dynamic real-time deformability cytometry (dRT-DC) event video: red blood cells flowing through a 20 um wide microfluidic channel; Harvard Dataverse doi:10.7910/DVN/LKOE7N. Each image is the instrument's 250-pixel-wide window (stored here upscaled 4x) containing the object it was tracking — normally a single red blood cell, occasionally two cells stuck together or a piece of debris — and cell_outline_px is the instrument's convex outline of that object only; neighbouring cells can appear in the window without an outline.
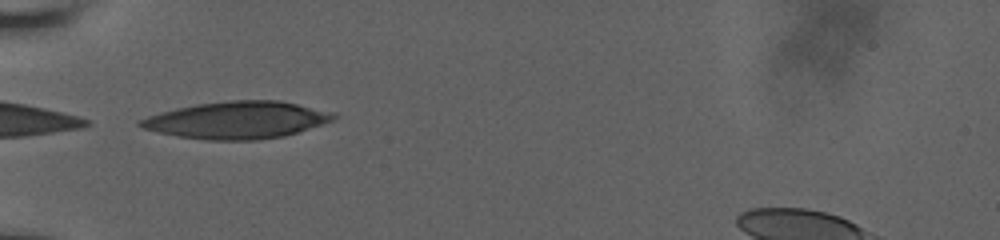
{"species": "human", "species_latin": "Homo sapiens", "temperature_condition": "room temperature", "stored_images_in_passage": 37, "camera_frame_rate_fps": 3000, "um_per_image_px": 0.085, "donor": {"sex": "male"}, "frame": {"image": 1, "passage_image": 1, "time_ms": 0.0, "image_size_px": [1000, 240], "cell_outline_px": [[336, 116], [332, 120], [284, 136], [256, 140], [208, 140], [176, 136], [156, 132], [144, 128], [136, 124], [136, 120], [160, 112], [176, 108], [196, 104], [232, 100], [280, 100], [336, 112]], "centroid_in_image_um": [20.11, 10.2], "position_along_channel_um": 64.9, "area_um2": 41.85}}
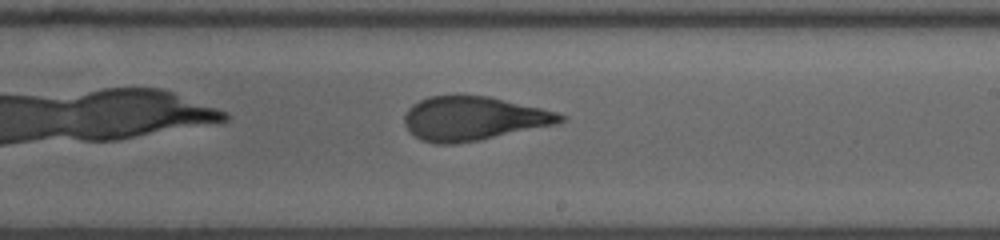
{"frame": {"image": 2, "passage_image": 16, "time_ms": 5.0, "image_size_px": [1000, 240], "cell_outline_px": [[568, 120], [556, 124], [480, 140], [456, 144], [436, 144], [420, 140], [404, 124], [404, 116], [408, 108], [412, 104], [428, 96], [488, 96], [540, 108], [556, 112], [568, 116]], "centroid_in_image_um": [40.24, 10.08], "position_along_channel_um": 248.8, "area_um2": 39.77}}
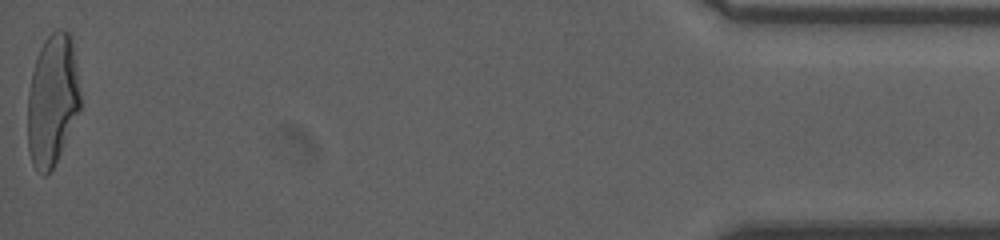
{"frame": {"image": 3, "passage_image": 37, "time_ms": 12.0, "image_size_px": [1000, 240], "cell_outline_px": [[80, 108], [60, 152], [52, 168], [44, 176], [36, 172], [32, 164], [28, 148], [28, 92], [32, 72], [40, 48], [44, 40], [56, 28], [60, 28], [68, 32], [72, 36], [80, 92]], "centroid_in_image_um": [4.44, 8.48], "position_along_channel_um": 430.8, "area_um2": 40.11}, "authors_computed_cell_mechanics": {"area_um2": 40.1132, "velocity_mm_per_s": 3.8144, "shape_relaxation_time_tau1_ms": 6.1688, "shape_relaxation_time_tau2_ms": 1.345, "deformation_change_tau1": 0.2416, "deformation_change_tau2": 0.096}}